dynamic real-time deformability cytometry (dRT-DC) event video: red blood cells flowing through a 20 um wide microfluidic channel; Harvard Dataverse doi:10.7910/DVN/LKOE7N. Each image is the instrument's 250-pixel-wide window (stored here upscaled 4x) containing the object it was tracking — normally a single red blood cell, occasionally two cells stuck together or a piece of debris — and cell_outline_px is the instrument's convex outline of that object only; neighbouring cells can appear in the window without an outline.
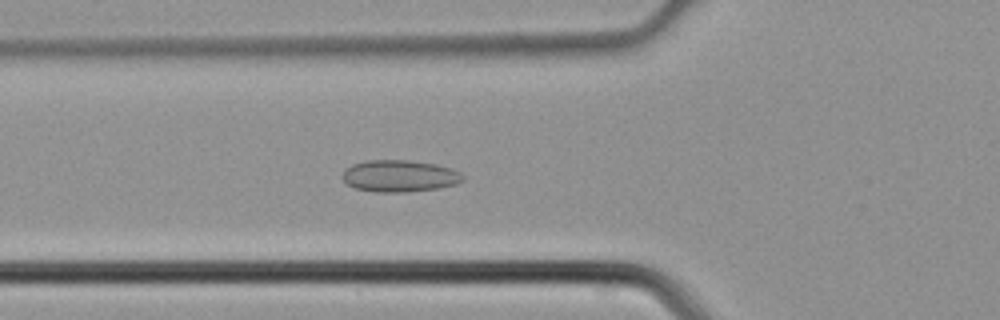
{"species": "common noctule bat (a hibernating species)", "species_latin": "Nyctalus noctula", "temperature_condition": "cold", "stored_images_in_passage": 44, "camera_frame_rate_fps": 3000, "um_per_image_px": 0.085, "animal": {"sex": "male", "body_mass_g": 21.5, "forearm_length_mm": 52.0}, "frame": {"image": 1, "passage_image": 16, "time_ms": 5.0, "image_size_px": [1000, 320], "cell_outline_px": [[464, 180], [456, 184], [440, 188], [408, 192], [376, 192], [356, 188], [344, 184], [344, 172], [352, 164], [364, 160], [408, 160], [436, 164], [460, 172], [464, 176]], "centroid_in_image_um": [33.97, 14.96], "position_along_channel_um": 91.8, "area_um2": 22.37}}
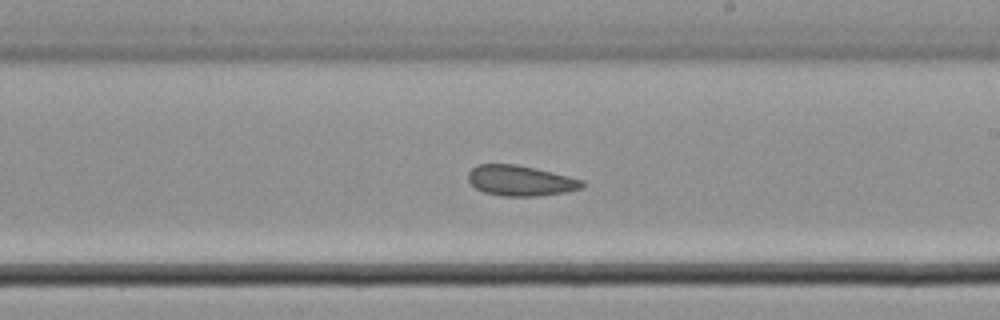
{"frame": {"image": 2, "passage_image": 26, "time_ms": 8.333, "image_size_px": [1000, 320], "cell_outline_px": [[584, 188], [564, 192], [536, 196], [504, 196], [484, 192], [476, 188], [468, 180], [468, 172], [476, 164], [516, 164], [536, 168], [584, 180]], "centroid_in_image_um": [44.24, 15.35], "position_along_channel_um": 244.8, "area_um2": 20.23}}
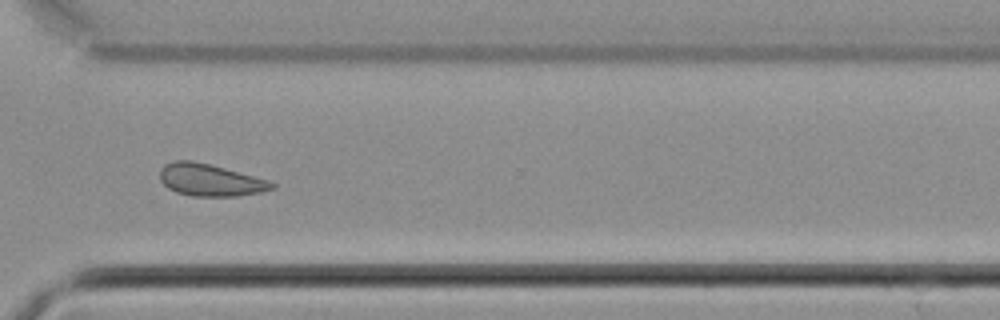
{"frame": {"image": 3, "passage_image": 33, "time_ms": 10.667, "image_size_px": [1000, 320], "cell_outline_px": [[276, 188], [264, 192], [240, 196], [192, 196], [176, 192], [168, 188], [160, 180], [160, 168], [164, 164], [172, 160], [192, 160], [224, 168], [268, 180], [276, 184]], "centroid_in_image_um": [17.86, 15.31], "position_along_channel_um": 352.7, "area_um2": 21.1}}